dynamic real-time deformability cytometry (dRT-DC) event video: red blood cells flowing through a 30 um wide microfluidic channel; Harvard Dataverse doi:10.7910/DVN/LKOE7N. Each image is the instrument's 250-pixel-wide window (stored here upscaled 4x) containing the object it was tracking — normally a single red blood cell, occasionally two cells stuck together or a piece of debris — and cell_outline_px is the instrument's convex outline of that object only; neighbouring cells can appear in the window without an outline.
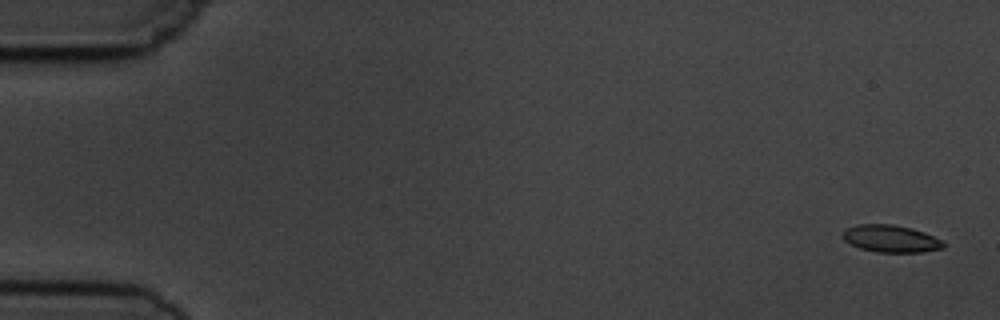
{"species": "common noctule bat (a hibernating species)", "species_latin": "Nyctalus noctula", "temperature_condition": "cold", "stored_images_in_passage": 5, "camera_frame_rate_fps": 3000, "um_per_image_px": 0.085, "animal": {"sex": "male", "body_mass_g": 19.5, "forearm_length_mm": 54.6}, "frame": {"image": 1, "passage_image": 1, "time_ms": 0.0, "image_size_px": [1000, 320], "cell_outline_px": [[944, 248], [924, 252], [876, 252], [860, 248], [844, 240], [840, 232], [844, 228], [860, 224], [892, 224], [912, 228], [924, 232], [944, 240]], "centroid_in_image_um": [75.72, 20.28], "position_along_channel_um": 9.3, "area_um2": 16.18}}
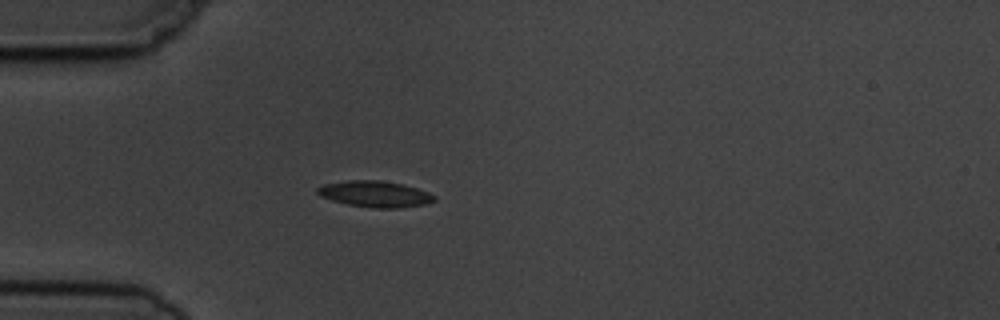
{"frame": {"image": 2, "passage_image": 5, "time_ms": 4.667, "image_size_px": [1000, 320], "cell_outline_px": [[436, 200], [424, 204], [400, 208], [372, 208], [348, 204], [332, 200], [320, 196], [316, 192], [316, 188], [324, 184], [348, 180], [380, 180], [404, 184], [428, 192], [436, 196]], "centroid_in_image_um": [31.87, 16.49], "position_along_channel_um": 53.1, "area_um2": 17.86}}